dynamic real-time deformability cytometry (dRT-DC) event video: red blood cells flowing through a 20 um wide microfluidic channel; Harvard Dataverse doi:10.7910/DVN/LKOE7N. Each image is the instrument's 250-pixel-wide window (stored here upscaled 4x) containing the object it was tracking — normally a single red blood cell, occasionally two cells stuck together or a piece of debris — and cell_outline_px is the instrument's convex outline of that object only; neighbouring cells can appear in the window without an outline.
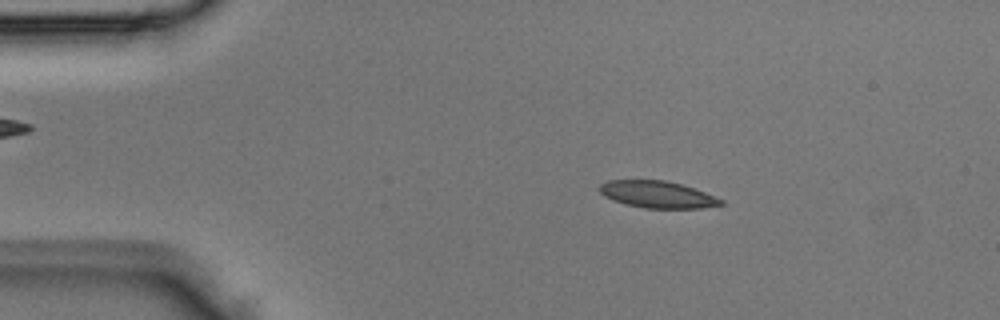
{"species": "Egyptian fruit bat (a non-hibernating species)", "species_latin": "Rousettus aegyptiacus", "temperature_condition": "room temperature", "stored_images_in_passage": 3, "camera_frame_rate_fps": 3000, "um_per_image_px": 0.085, "animal": {"sex": "male"}, "frame": {"image": 1, "passage_image": 2, "time_ms": 0.333, "image_size_px": [1000, 320], "cell_outline_px": [[724, 204], [700, 208], [644, 208], [612, 200], [604, 196], [600, 192], [600, 184], [608, 180], [664, 180], [680, 184], [704, 192], [724, 200]], "centroid_in_image_um": [55.87, 16.53], "position_along_channel_um": 29.1, "area_um2": 18.79}}